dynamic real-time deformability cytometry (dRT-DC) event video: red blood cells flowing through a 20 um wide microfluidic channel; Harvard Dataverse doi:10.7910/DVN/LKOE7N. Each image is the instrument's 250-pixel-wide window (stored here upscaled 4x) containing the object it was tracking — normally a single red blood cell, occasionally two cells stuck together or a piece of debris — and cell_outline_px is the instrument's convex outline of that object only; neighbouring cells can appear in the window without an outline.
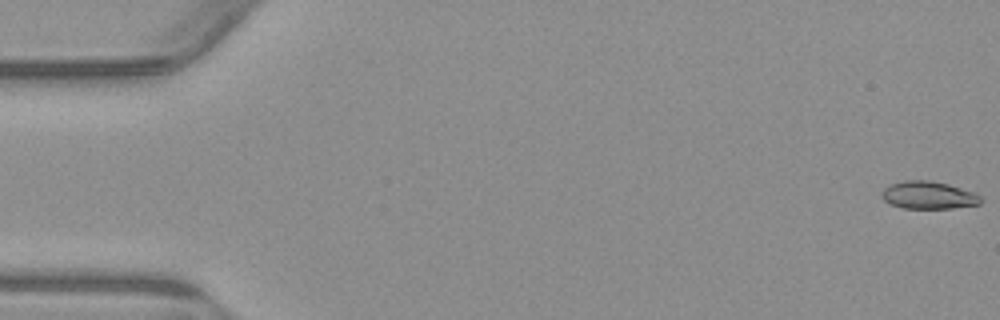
{"species": "common noctule bat (a hibernating species)", "species_latin": "Nyctalus noctula", "temperature_condition": "warm", "stored_images_in_passage": 50, "camera_frame_rate_fps": 3000, "um_per_image_px": 0.085, "animal": {"sex": "male", "body_mass_g": 23.1, "forearm_length_mm": 52.7}, "frame": {"image": 1, "passage_image": 1, "time_ms": 0.0, "image_size_px": [1000, 320], "cell_outline_px": [[984, 200], [980, 204], [952, 208], [904, 208], [888, 204], [880, 196], [880, 192], [888, 184], [904, 180], [928, 180], [948, 184], [976, 192]], "centroid_in_image_um": [78.9, 16.58], "position_along_channel_um": 6.1, "area_um2": 16.24}}
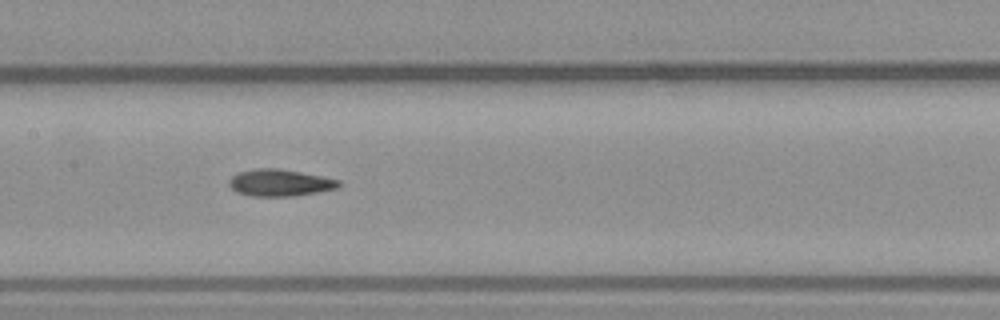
{"frame": {"image": 2, "passage_image": 27, "time_ms": 8.667, "image_size_px": [1000, 320], "cell_outline_px": [[344, 184], [336, 188], [296, 196], [252, 196], [236, 192], [228, 184], [228, 180], [232, 176], [240, 172], [260, 168], [276, 168], [324, 176], [340, 180]], "centroid_in_image_um": [23.81, 15.54], "position_along_channel_um": 183.6, "area_um2": 17.17}}
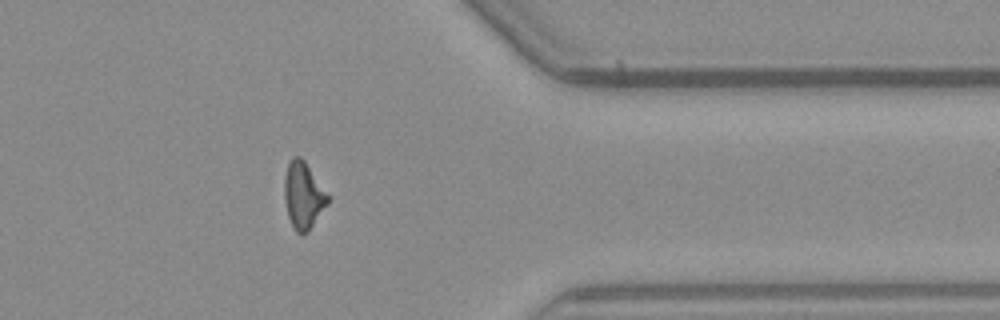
{"frame": {"image": 3, "passage_image": 44, "time_ms": 14.333, "image_size_px": [1000, 320], "cell_outline_px": [[332, 196], [328, 204], [308, 232], [304, 236], [300, 236], [296, 232], [288, 216], [284, 200], [284, 176], [288, 164], [292, 156], [300, 156], [304, 160]], "centroid_in_image_um": [25.81, 16.62], "position_along_channel_um": 385.6, "area_um2": 17.46}}